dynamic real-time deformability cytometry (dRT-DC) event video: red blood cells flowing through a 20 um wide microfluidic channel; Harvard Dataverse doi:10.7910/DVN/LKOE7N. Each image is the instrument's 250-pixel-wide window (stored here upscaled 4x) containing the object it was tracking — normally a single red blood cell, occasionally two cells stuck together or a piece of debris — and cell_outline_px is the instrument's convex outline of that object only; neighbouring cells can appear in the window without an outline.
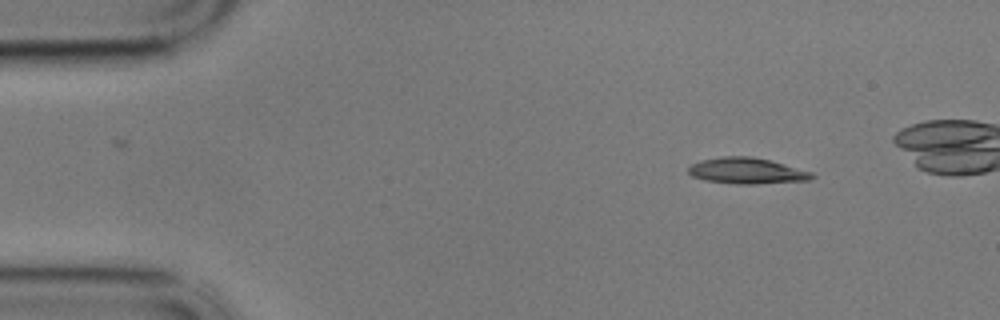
{"species": "common noctule bat (a hibernating species)", "species_latin": "Nyctalus noctula", "temperature_condition": "cold", "stored_images_in_passage": 30, "camera_frame_rate_fps": 3000, "um_per_image_px": 0.085, "animal": {"sex": "male", "body_mass_g": 17.9}, "frame": {"image": 1, "passage_image": 1, "time_ms": 0.0, "image_size_px": [1000, 320], "cell_outline_px": [[816, 176], [808, 180], [756, 184], [736, 184], [704, 180], [692, 176], [688, 172], [688, 168], [692, 164], [700, 160], [720, 156], [752, 156], [768, 160], [812, 172]], "centroid_in_image_um": [63.44, 14.52], "position_along_channel_um": 21.6, "area_um2": 18.67}}
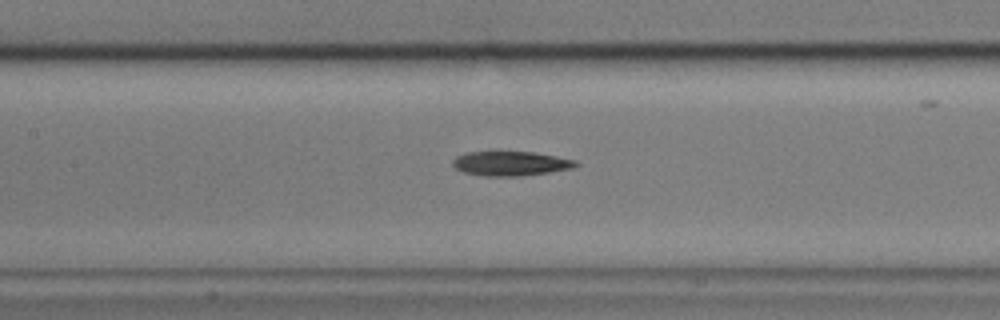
{"frame": {"image": 2, "passage_image": 20, "time_ms": 6.333, "image_size_px": [1000, 320], "cell_outline_px": [[580, 164], [572, 168], [548, 172], [520, 176], [484, 176], [464, 172], [456, 168], [452, 164], [452, 160], [456, 156], [468, 152], [500, 148], [532, 152], [556, 156], [576, 160]], "centroid_in_image_um": [43.36, 13.84], "position_along_channel_um": 164.0, "area_um2": 18.32}}
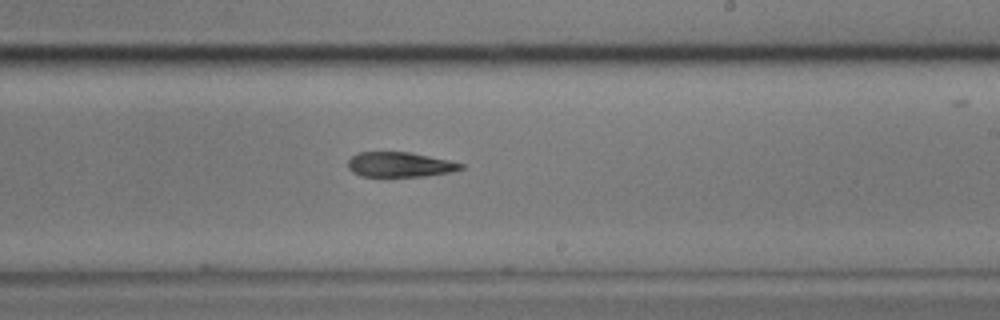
{"frame": {"image": 3, "passage_image": 28, "time_ms": 9.0, "image_size_px": [1000, 320], "cell_outline_px": [[464, 168], [452, 172], [424, 176], [360, 176], [352, 172], [348, 168], [348, 160], [356, 152], [412, 152], [448, 160], [464, 164]], "centroid_in_image_um": [33.98, 13.98], "position_along_channel_um": 255.0, "area_um2": 16.47}}